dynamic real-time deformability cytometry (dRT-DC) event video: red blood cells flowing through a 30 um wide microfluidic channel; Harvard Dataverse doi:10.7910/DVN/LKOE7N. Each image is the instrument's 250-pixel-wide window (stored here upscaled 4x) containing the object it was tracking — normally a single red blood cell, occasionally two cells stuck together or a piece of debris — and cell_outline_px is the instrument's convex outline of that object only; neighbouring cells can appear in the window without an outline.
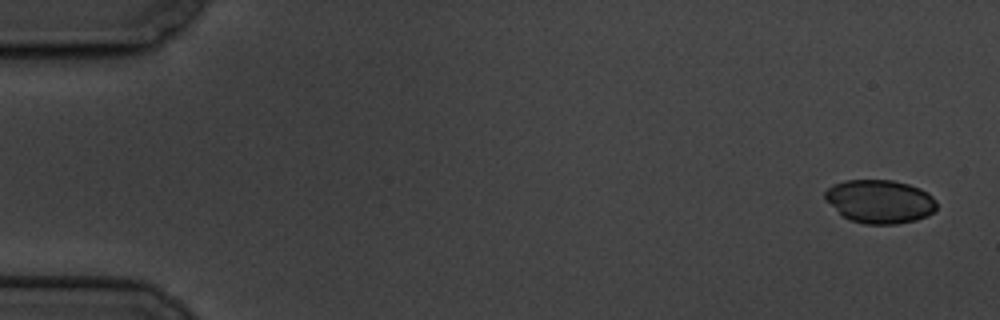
{"species": "common noctule bat (a hibernating species)", "species_latin": "Nyctalus noctula", "temperature_condition": "cold", "stored_images_in_passage": 8, "camera_frame_rate_fps": 3000, "um_per_image_px": 0.085, "animal": {"sex": "male", "body_mass_g": 19.5, "forearm_length_mm": 54.6}, "frame": {"image": 1, "passage_image": 1, "time_ms": 0.0, "image_size_px": [1000, 320], "cell_outline_px": [[936, 208], [928, 216], [916, 220], [896, 224], [864, 224], [852, 220], [844, 216], [824, 200], [824, 192], [832, 184], [844, 180], [892, 180], [908, 184], [920, 188], [928, 192], [936, 200]], "centroid_in_image_um": [74.78, 17.11], "position_along_channel_um": 10.2, "area_um2": 28.38}}